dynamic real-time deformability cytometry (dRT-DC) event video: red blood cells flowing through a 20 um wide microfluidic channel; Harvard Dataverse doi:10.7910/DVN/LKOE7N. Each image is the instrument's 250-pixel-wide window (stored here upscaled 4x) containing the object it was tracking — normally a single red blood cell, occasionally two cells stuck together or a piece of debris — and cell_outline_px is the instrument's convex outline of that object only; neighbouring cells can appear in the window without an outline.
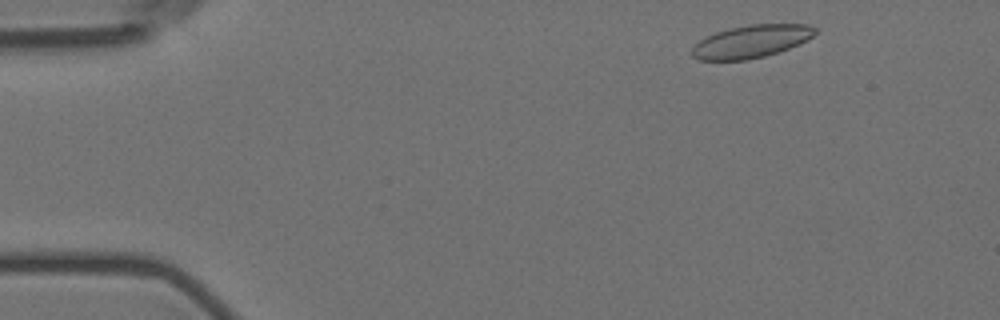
{"species": "Egyptian fruit bat (a non-hibernating species)", "species_latin": "Rousettus aegyptiacus", "temperature_condition": "room temperature", "stored_images_in_passage": 53, "camera_frame_rate_fps": 3000, "um_per_image_px": 0.085, "animal": {"sex": "female"}, "frame": {"image": 1, "passage_image": 3, "time_ms": 0.667, "image_size_px": [1000, 320], "cell_outline_px": [[816, 32], [812, 36], [788, 48], [764, 56], [748, 60], [700, 60], [692, 56], [692, 48], [700, 40], [716, 32], [748, 24], [808, 24], [816, 28]], "centroid_in_image_um": [63.83, 3.52], "position_along_channel_um": 21.2, "area_um2": 23.06}}
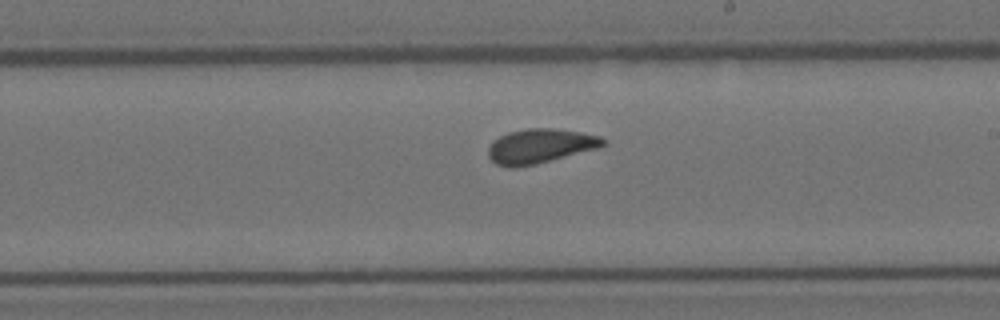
{"frame": {"image": 2, "passage_image": 29, "time_ms": 9.333, "image_size_px": [1000, 320], "cell_outline_px": [[608, 144], [600, 148], [536, 164], [512, 168], [508, 168], [496, 164], [488, 156], [488, 148], [492, 140], [508, 132], [528, 128], [552, 128], [580, 132], [600, 136], [608, 140]], "centroid_in_image_um": [45.93, 12.42], "position_along_channel_um": 243.1, "area_um2": 23.35}}
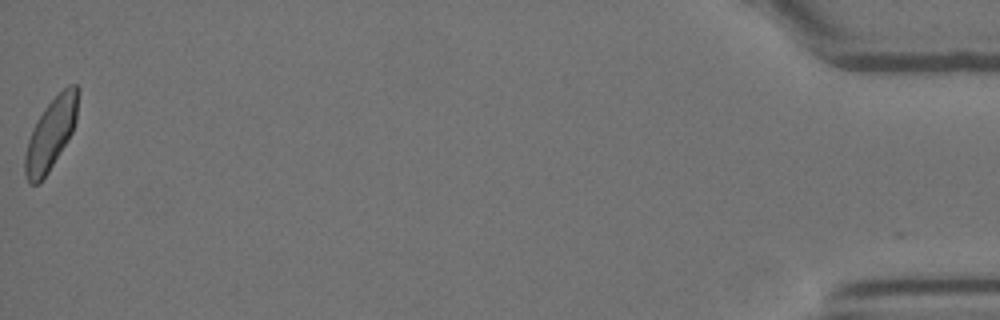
{"frame": {"image": 3, "passage_image": 53, "time_ms": 17.333, "image_size_px": [1000, 320], "cell_outline_px": [[80, 92], [76, 120], [72, 132], [48, 172], [36, 184], [28, 184], [24, 172], [24, 156], [28, 140], [32, 128], [36, 120], [44, 108], [68, 84], [76, 84], [80, 88]], "centroid_in_image_um": [4.32, 11.34], "position_along_channel_um": 430.9, "area_um2": 21.96}, "authors_computed_cell_mechanics": {"area_um2": 22.7154, "velocity_mm_per_s": 3.5661, "shape_relaxation_time_tau1_ms": 6.0489, "shape_relaxation_time_tau2_ms": 1.2506, "deformation_change_tau1": 0.133, "deformation_change_tau2": 0.0884}}